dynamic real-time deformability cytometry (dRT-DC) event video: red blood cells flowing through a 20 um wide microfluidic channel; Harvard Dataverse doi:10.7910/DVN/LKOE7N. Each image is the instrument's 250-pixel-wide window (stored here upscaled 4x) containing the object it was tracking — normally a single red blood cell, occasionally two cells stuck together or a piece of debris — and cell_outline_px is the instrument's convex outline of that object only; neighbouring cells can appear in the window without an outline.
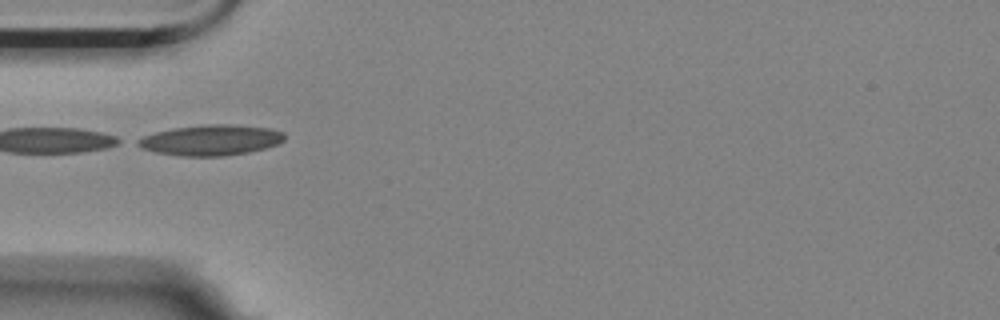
{"species": "Egyptian fruit bat (a non-hibernating species)", "species_latin": "Rousettus aegyptiacus", "temperature_condition": "room temperature", "stored_images_in_passage": 10, "camera_frame_rate_fps": 3000, "um_per_image_px": 0.085, "animal": {"sex": "female"}, "frame": {"image": 1, "passage_image": 1, "time_ms": 0.0, "image_size_px": [1000, 320], "cell_outline_px": [[284, 140], [276, 144], [264, 148], [248, 152], [224, 156], [180, 156], [156, 152], [140, 148], [132, 144], [136, 140], [144, 136], [156, 132], [176, 128], [204, 124], [228, 124], [268, 128], [284, 132]], "centroid_in_image_um": [17.87, 11.91], "position_along_channel_um": 67.1, "area_um2": 26.07}}
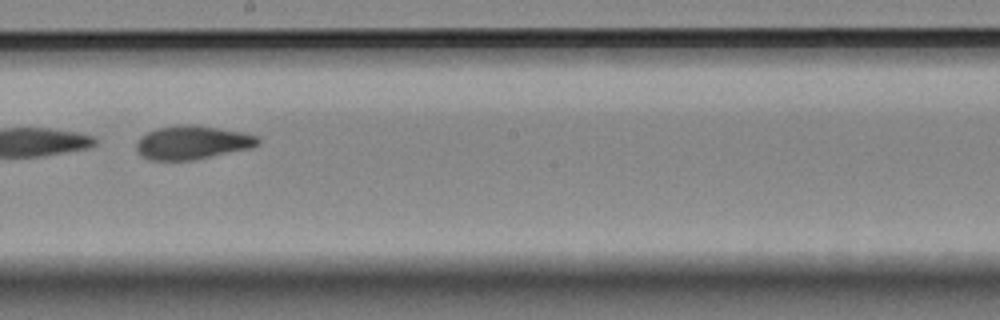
{"frame": {"image": 2, "passage_image": 5, "time_ms": 1.333, "image_size_px": [1000, 320], "cell_outline_px": [[260, 144], [252, 148], [192, 160], [148, 160], [140, 156], [136, 152], [136, 144], [140, 136], [156, 128], [180, 124], [192, 124], [244, 132], [256, 136], [260, 140]], "centroid_in_image_um": [16.32, 12.11], "position_along_channel_um": 231.9, "area_um2": 24.04}}
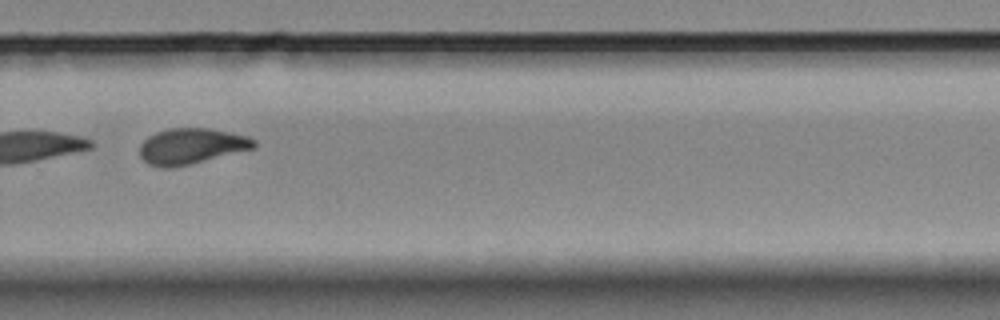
{"frame": {"image": 3, "passage_image": 7, "time_ms": 2.0, "image_size_px": [1000, 320], "cell_outline_px": [[256, 144], [252, 148], [172, 168], [164, 168], [148, 164], [140, 156], [140, 144], [148, 136], [156, 132], [168, 128], [208, 128], [248, 136], [256, 140]], "centroid_in_image_um": [16.21, 12.41], "position_along_channel_um": 313.6, "area_um2": 23.47}}